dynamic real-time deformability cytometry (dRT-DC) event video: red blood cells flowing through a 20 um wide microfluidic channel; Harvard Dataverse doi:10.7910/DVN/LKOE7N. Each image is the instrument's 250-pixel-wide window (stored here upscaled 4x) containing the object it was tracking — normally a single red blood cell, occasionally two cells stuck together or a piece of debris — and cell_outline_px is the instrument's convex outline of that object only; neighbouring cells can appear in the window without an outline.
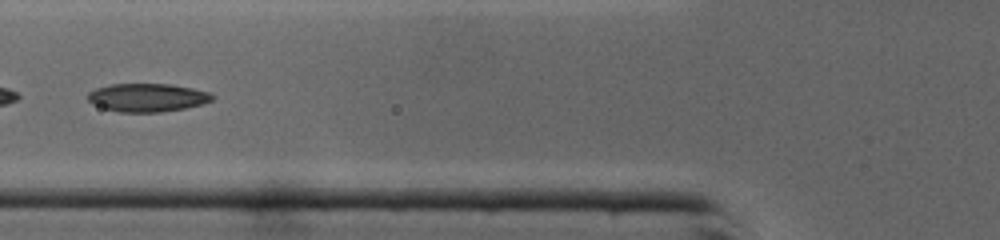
{"species": "common noctule bat (a hibernating species)", "species_latin": "Nyctalus noctula", "temperature_condition": "cold", "stored_images_in_passage": 42, "camera_frame_rate_fps": 3000, "um_per_image_px": 0.085, "animal": {"sex": "male", "body_mass_g": 19.0, "forearm_length_mm": 50.8}, "frame": {"image": 1, "passage_image": 14, "time_ms": 4.333, "image_size_px": [1000, 240], "cell_outline_px": [[216, 96], [212, 100], [204, 104], [184, 108], [160, 112], [120, 112], [104, 108], [92, 104], [84, 96], [88, 92], [96, 88], [112, 84], [172, 84], [212, 92]], "centroid_in_image_um": [12.54, 8.29], "position_along_channel_um": 113.3, "area_um2": 20.75}}
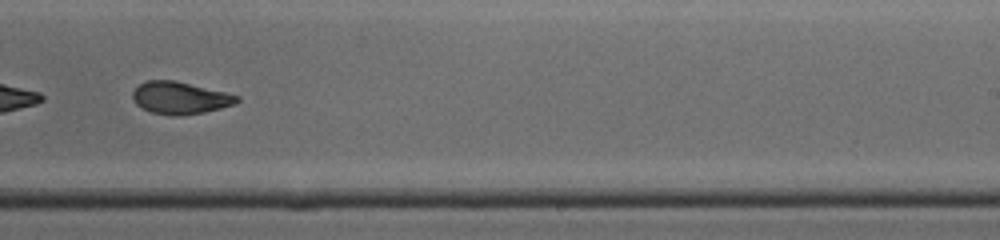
{"frame": {"image": 2, "passage_image": 25, "time_ms": 8.0, "image_size_px": [1000, 240], "cell_outline_px": [[240, 100], [236, 104], [204, 112], [184, 116], [172, 116], [152, 112], [136, 104], [132, 100], [132, 92], [140, 84], [148, 80], [176, 80], [240, 96]], "centroid_in_image_um": [15.31, 8.32], "position_along_channel_um": 273.7, "area_um2": 19.65}}
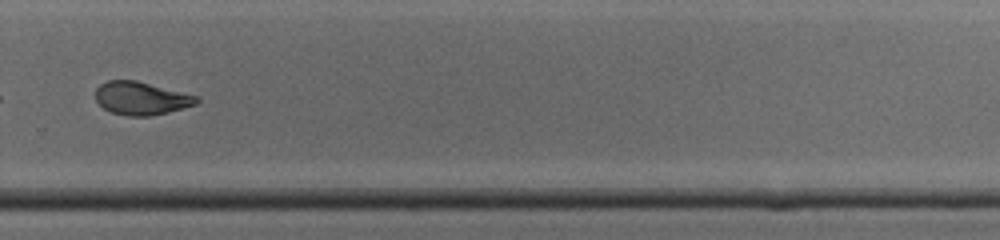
{"frame": {"image": 3, "passage_image": 28, "time_ms": 9.0, "image_size_px": [1000, 240], "cell_outline_px": [[200, 100], [196, 104], [168, 112], [152, 116], [128, 116], [112, 112], [104, 108], [96, 100], [96, 88], [100, 84], [108, 80], [136, 80], [200, 96]], "centroid_in_image_um": [12.03, 8.35], "position_along_channel_um": 317.8, "area_um2": 19.54}, "authors_computed_cell_mechanics": {"area_um2": 21.0681, "velocity_mm_per_s": 4.385, "shape_relaxation_time_tau1_ms": 8.4268, "shape_relaxation_time_tau2_ms": 2.3189, "deformation_change_tau1": 0.2346, "deformation_change_tau2": 0.0872}}